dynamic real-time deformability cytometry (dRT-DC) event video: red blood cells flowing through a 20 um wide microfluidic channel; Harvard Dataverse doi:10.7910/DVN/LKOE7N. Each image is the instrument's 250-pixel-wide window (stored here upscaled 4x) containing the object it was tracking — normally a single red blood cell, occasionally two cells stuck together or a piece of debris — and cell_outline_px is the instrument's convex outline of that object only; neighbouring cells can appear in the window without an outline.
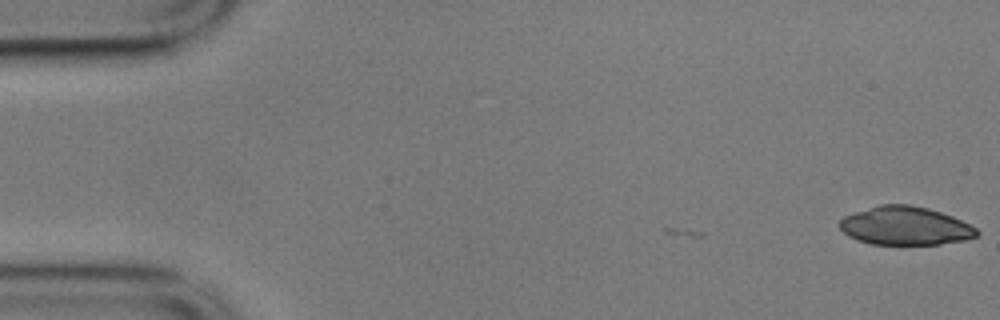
{"species": "common noctule bat (a hibernating species)", "species_latin": "Nyctalus noctula", "temperature_condition": "cold", "stored_images_in_passage": 8, "camera_frame_rate_fps": 3000, "um_per_image_px": 0.085, "animal": {"sex": "male", "body_mass_g": 17.9}, "frame": {"image": 1, "passage_image": 1, "time_ms": 0.0, "image_size_px": [1000, 320], "cell_outline_px": [[980, 232], [976, 236], [964, 240], [940, 244], [872, 244], [856, 240], [848, 236], [836, 224], [844, 216], [880, 204], [908, 204], [928, 208], [952, 216], [976, 228]], "centroid_in_image_um": [76.91, 19.2], "position_along_channel_um": 8.1, "area_um2": 30.63}}